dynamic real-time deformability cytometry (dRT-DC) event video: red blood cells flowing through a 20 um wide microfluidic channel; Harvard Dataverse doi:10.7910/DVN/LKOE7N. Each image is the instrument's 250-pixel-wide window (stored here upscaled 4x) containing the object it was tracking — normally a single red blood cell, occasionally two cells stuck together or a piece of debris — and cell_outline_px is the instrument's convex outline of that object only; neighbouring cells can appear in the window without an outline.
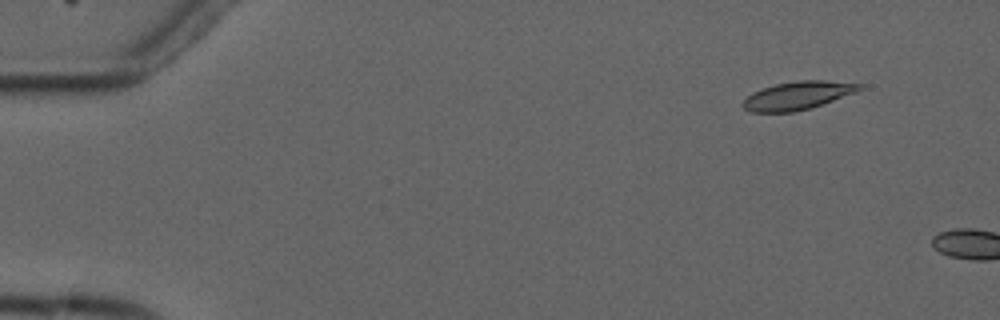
{"species": "common noctule bat (a hibernating species)", "species_latin": "Nyctalus noctula", "temperature_condition": "cold", "stored_images_in_passage": 2, "camera_frame_rate_fps": 3000, "um_per_image_px": 0.085, "animal": {"sex": "male", "forearm_length_mm": 52.5}, "frame": {"image": 1, "passage_image": 1, "time_ms": 0.0, "image_size_px": [1000, 320], "cell_outline_px": [[864, 84], [856, 92], [808, 108], [792, 112], [752, 112], [744, 108], [740, 104], [752, 92], [776, 84], [800, 80], [824, 80]], "centroid_in_image_um": [67.77, 8.11], "position_along_channel_um": 17.2, "area_um2": 18.73}}